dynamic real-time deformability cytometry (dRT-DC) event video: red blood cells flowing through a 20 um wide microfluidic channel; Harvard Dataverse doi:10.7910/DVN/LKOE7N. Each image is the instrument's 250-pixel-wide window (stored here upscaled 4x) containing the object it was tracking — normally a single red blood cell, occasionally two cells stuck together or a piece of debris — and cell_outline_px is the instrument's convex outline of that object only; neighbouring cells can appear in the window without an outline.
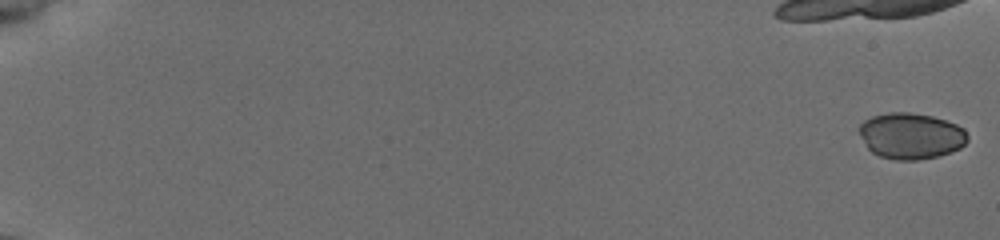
{"species": "common noctule bat (a hibernating species)", "species_latin": "Nyctalus noctula", "temperature_condition": "cold", "stored_images_in_passage": 23, "camera_frame_rate_fps": 3000, "um_per_image_px": 0.085, "animal": {"sex": "female", "body_mass_g": 19.5, "forearm_length_mm": 54.1}, "frame": {"image": 1, "passage_image": 1, "time_ms": 0.0, "image_size_px": [1000, 240], "cell_outline_px": [[968, 140], [960, 148], [952, 152], [936, 156], [916, 160], [896, 160], [880, 156], [872, 152], [868, 148], [860, 136], [856, 128], [864, 120], [872, 116], [888, 112], [908, 112], [932, 116], [956, 124], [964, 128], [968, 136]], "centroid_in_image_um": [77.41, 11.54], "position_along_channel_um": 7.6, "area_um2": 29.25}}
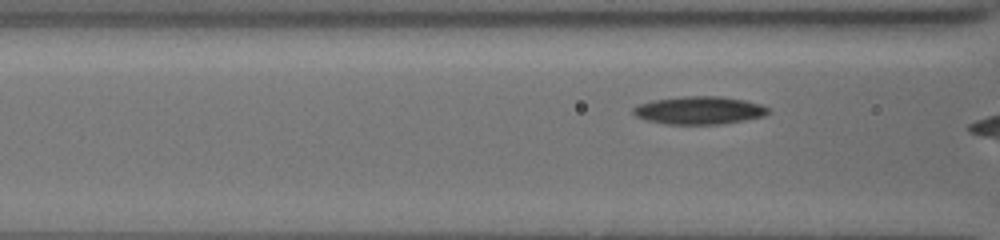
{"frame": {"image": 2, "passage_image": 22, "time_ms": 7.0, "image_size_px": [1000, 240], "cell_outline_px": [[772, 112], [764, 116], [744, 120], [720, 124], [668, 124], [644, 120], [636, 116], [632, 112], [632, 108], [636, 104], [652, 100], [684, 96], [724, 96], [744, 100], [760, 104], [772, 108]], "centroid_in_image_um": [59.44, 9.37], "position_along_channel_um": 107.2, "area_um2": 22.25}}